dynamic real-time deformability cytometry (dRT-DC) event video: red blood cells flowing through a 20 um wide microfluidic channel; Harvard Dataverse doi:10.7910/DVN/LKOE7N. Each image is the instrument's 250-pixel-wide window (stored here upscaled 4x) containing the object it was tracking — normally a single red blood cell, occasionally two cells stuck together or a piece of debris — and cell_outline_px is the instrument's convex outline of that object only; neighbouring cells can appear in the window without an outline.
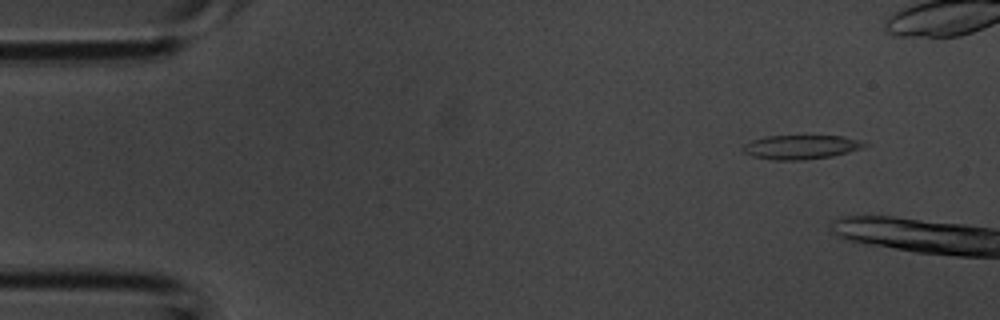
{"species": "common noctule bat (a hibernating species)", "species_latin": "Nyctalus noctula", "temperature_condition": "room temperature", "stored_images_in_passage": 3, "camera_frame_rate_fps": 3000, "um_per_image_px": 0.085, "animal": {"sex": "male", "body_mass_g": 20.1, "forearm_length_mm": 53.5}, "frame": {"image": 1, "passage_image": 1, "time_ms": 0.0, "image_size_px": [1000, 320], "cell_outline_px": [[872, 144], [848, 152], [832, 156], [804, 160], [772, 160], [752, 156], [744, 152], [740, 148], [744, 144], [752, 140], [764, 136], [844, 136], [864, 140]], "centroid_in_image_um": [68.11, 12.49], "position_along_channel_um": 16.9, "area_um2": 17.34}}